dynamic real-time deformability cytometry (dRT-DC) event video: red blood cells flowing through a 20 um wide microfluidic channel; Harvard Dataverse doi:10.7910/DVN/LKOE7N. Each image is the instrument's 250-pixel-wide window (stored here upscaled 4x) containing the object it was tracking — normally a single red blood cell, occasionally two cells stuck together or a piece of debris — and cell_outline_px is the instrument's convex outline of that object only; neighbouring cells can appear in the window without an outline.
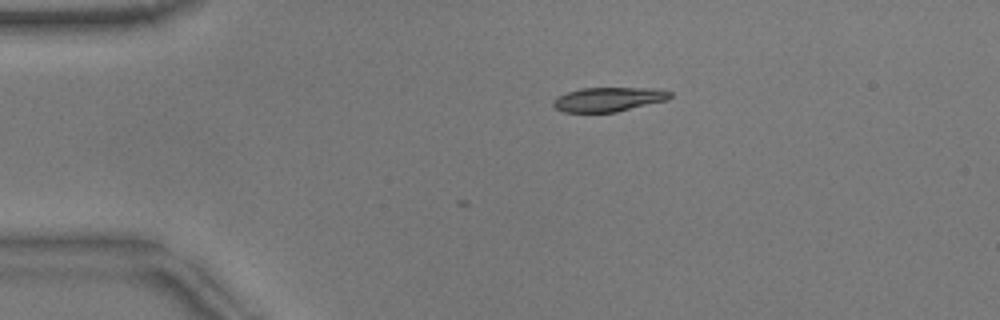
{"species": "common noctule bat (a hibernating species)", "species_latin": "Nyctalus noctula", "temperature_condition": "warm", "stored_images_in_passage": 18, "camera_frame_rate_fps": 3000, "um_per_image_px": 0.085, "animal": {"sex": "male", "body_mass_g": 17.9}, "frame": {"image": 1, "passage_image": 1, "time_ms": 0.0, "image_size_px": [1000, 320], "cell_outline_px": [[672, 96], [668, 100], [616, 112], [564, 112], [556, 108], [552, 104], [552, 100], [556, 96], [580, 88], [656, 88], [672, 92]], "centroid_in_image_um": [51.73, 8.44], "position_along_channel_um": 33.3, "area_um2": 16.65}}
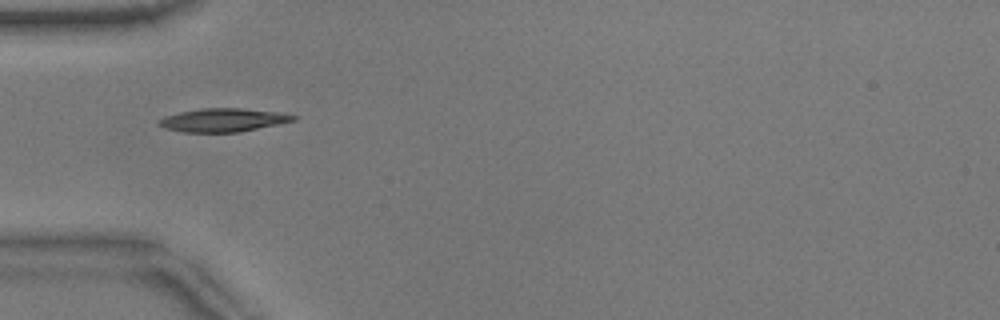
{"frame": {"image": 2, "passage_image": 7, "time_ms": 2.0, "image_size_px": [1000, 320], "cell_outline_px": [[296, 120], [240, 132], [184, 132], [164, 128], [156, 124], [164, 116], [180, 112], [200, 108], [240, 108], [280, 112], [296, 116]], "centroid_in_image_um": [18.94, 10.2], "position_along_channel_um": 66.1, "area_um2": 18.26}}